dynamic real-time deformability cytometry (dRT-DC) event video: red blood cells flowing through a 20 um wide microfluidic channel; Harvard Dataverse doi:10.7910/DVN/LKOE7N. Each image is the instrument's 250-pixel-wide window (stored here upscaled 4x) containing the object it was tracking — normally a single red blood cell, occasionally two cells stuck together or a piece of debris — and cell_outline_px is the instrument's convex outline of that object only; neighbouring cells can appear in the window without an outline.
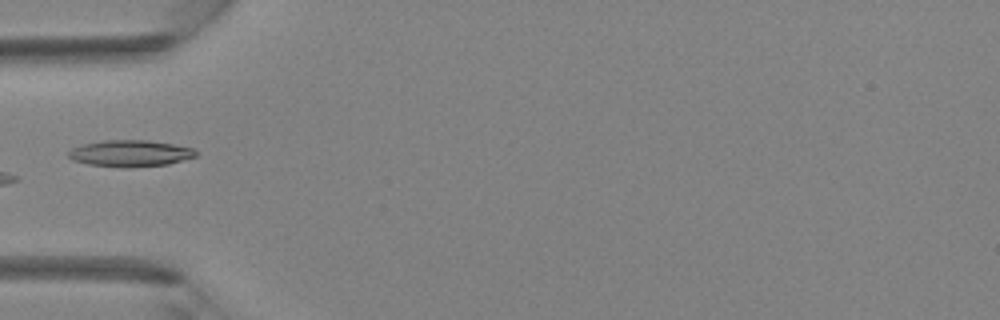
{"species": "Egyptian fruit bat (a non-hibernating species)", "species_latin": "Rousettus aegyptiacus", "temperature_condition": "room temperature", "stored_images_in_passage": 29, "camera_frame_rate_fps": 3000, "um_per_image_px": 0.085, "animal": {"sex": "female"}, "frame": {"image": 1, "passage_image": 1, "time_ms": 0.0, "image_size_px": [1000, 320], "cell_outline_px": [[200, 152], [196, 156], [168, 164], [128, 168], [124, 168], [88, 164], [72, 160], [68, 156], [68, 152], [72, 148], [84, 144], [104, 140], [148, 140], [172, 144], [192, 148]], "centroid_in_image_um": [11.07, 13.04], "position_along_channel_um": 73.9, "area_um2": 19.71}}